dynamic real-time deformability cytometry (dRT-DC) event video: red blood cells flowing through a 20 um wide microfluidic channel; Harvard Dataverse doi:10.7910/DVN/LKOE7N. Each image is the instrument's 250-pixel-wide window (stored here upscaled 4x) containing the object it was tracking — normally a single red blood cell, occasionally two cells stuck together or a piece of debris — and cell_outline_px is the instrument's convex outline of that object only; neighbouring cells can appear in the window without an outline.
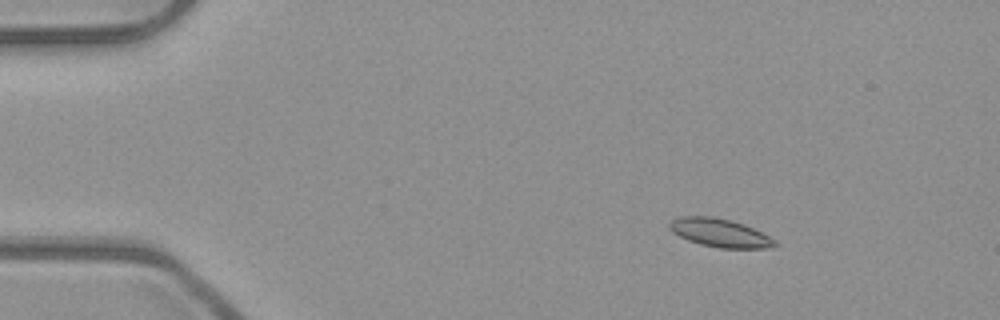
{"species": "common noctule bat (a hibernating species)", "species_latin": "Nyctalus noctula", "temperature_condition": "room temperature", "stored_images_in_passage": 7, "camera_frame_rate_fps": 3000, "um_per_image_px": 0.085, "animal": {"sex": "male", "body_mass_g": 23.1, "forearm_length_mm": 52.7}, "frame": {"image": 1, "passage_image": 3, "time_ms": 0.667, "image_size_px": [1000, 320], "cell_outline_px": [[780, 244], [772, 248], [720, 248], [700, 244], [688, 240], [672, 232], [668, 228], [668, 224], [672, 220], [680, 216], [712, 216], [732, 220], [744, 224], [776, 240]], "centroid_in_image_um": [61.19, 19.79], "position_along_channel_um": 23.8, "area_um2": 17.51}}
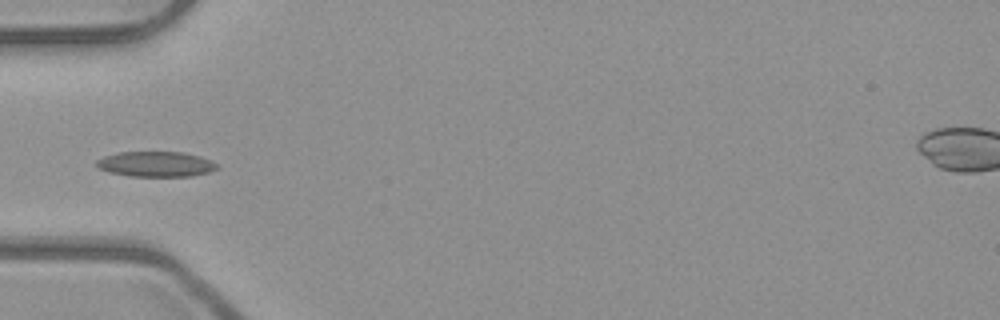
{"frame": {"image": 2, "passage_image": 6, "time_ms": 1.667, "image_size_px": [1000, 320], "cell_outline_px": [[220, 168], [208, 172], [192, 176], [128, 176], [108, 172], [100, 168], [96, 164], [96, 160], [104, 156], [120, 152], [184, 152], [200, 156], [212, 160], [220, 164]], "centroid_in_image_um": [13.3, 13.95], "position_along_channel_um": 71.7, "area_um2": 17.92}}
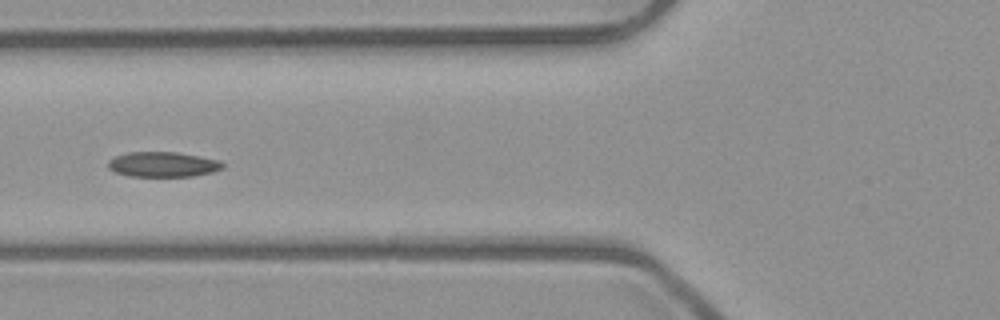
{"frame": {"image": 3, "passage_image": 7, "time_ms": 2.0, "image_size_px": [1000, 320], "cell_outline_px": [[224, 168], [212, 172], [192, 176], [128, 176], [116, 172], [108, 168], [108, 160], [116, 156], [128, 152], [176, 152], [220, 160], [224, 164]], "centroid_in_image_um": [13.85, 13.97], "position_along_channel_um": 112.0, "area_um2": 16.7}}